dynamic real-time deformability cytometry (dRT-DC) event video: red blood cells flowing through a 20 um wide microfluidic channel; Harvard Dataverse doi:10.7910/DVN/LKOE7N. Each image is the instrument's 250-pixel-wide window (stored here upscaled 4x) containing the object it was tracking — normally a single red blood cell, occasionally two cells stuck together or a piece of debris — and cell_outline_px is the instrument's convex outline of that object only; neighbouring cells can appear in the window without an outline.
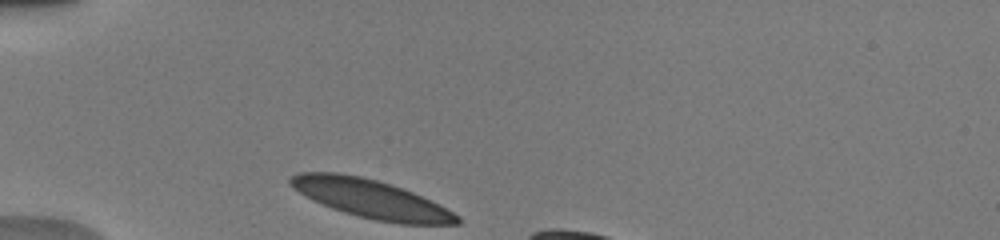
{"species": "human", "species_latin": "Homo sapiens", "temperature_condition": "warm", "stored_images_in_passage": 6, "segment_of_instrument_passage": [1, 2], "camera_frame_rate_fps": 3000, "um_per_image_px": 0.085, "donor": {"sex": "male"}, "frame": {"image": 1, "passage_image": 1, "time_ms": 0.0, "image_size_px": [1000, 240], "cell_outline_px": [[460, 224], [400, 224], [376, 220], [356, 216], [332, 208], [312, 200], [292, 188], [288, 184], [288, 176], [296, 172], [336, 172], [360, 176], [376, 180], [412, 192], [460, 216]], "centroid_in_image_um": [31.44, 16.89], "position_along_channel_um": 53.6, "area_um2": 37.11}}